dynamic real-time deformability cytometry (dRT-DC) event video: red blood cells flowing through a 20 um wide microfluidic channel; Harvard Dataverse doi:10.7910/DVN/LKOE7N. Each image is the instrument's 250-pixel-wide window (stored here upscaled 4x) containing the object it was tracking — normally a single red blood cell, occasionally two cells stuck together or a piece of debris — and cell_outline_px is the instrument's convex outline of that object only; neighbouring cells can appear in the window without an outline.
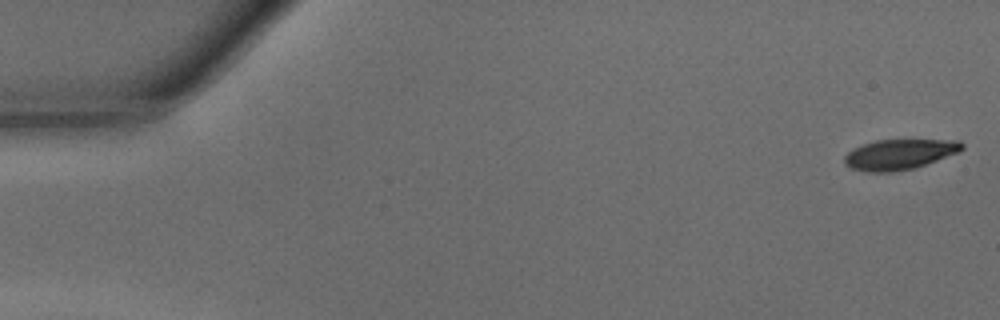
{"species": "common noctule bat (a hibernating species)", "species_latin": "Nyctalus noctula", "temperature_condition": "warm", "stored_images_in_passage": 47, "camera_frame_rate_fps": 3000, "um_per_image_px": 0.085, "animal": {"sex": "male", "body_mass_g": 15.6}, "frame": {"image": 1, "passage_image": 1, "time_ms": 0.0, "image_size_px": [1000, 320], "cell_outline_px": [[964, 148], [956, 152], [916, 168], [892, 172], [868, 172], [848, 168], [844, 164], [844, 156], [848, 152], [864, 144], [876, 140], [960, 140], [964, 144]], "centroid_in_image_um": [76.42, 13.13], "position_along_channel_um": 8.6, "area_um2": 20.63}}
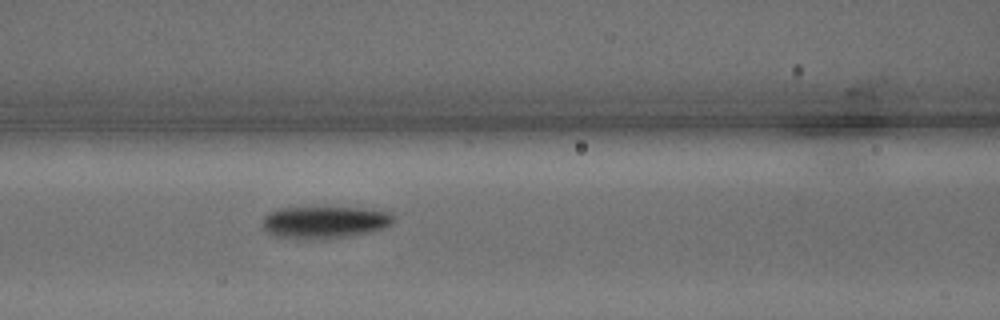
{"frame": {"image": 2, "passage_image": 20, "time_ms": 6.333, "image_size_px": [1000, 320], "cell_outline_px": [[396, 220], [392, 224], [384, 228], [372, 232], [352, 236], [320, 240], [304, 240], [272, 236], [264, 228], [264, 216], [268, 212], [280, 208], [360, 208], [388, 212]], "centroid_in_image_um": [27.6, 18.92], "position_along_channel_um": 139.0, "area_um2": 24.85}}
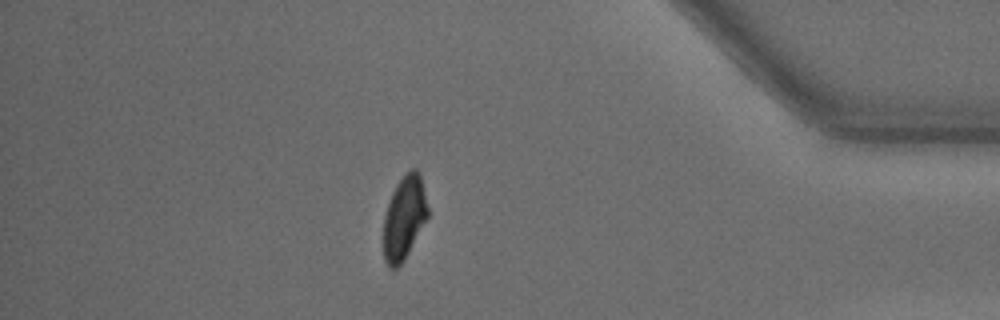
{"frame": {"image": 3, "passage_image": 41, "time_ms": 13.333, "image_size_px": [1000, 320], "cell_outline_px": [[428, 216], [404, 260], [396, 268], [388, 268], [384, 260], [384, 216], [392, 192], [396, 184], [404, 172], [412, 168], [416, 168], [420, 176], [428, 208]], "centroid_in_image_um": [34.34, 18.49], "position_along_channel_um": 400.9, "area_um2": 21.39}, "authors_computed_cell_mechanics": {"area_um2": 23.0622, "velocity_mm_per_s": 4.2781, "shape_relaxation_time_tau1_ms": 3.3192, "shape_relaxation_time_tau2_ms": 4.9087, "deformation_change_tau1": 0.1659, "deformation_change_tau2": 0.109}}